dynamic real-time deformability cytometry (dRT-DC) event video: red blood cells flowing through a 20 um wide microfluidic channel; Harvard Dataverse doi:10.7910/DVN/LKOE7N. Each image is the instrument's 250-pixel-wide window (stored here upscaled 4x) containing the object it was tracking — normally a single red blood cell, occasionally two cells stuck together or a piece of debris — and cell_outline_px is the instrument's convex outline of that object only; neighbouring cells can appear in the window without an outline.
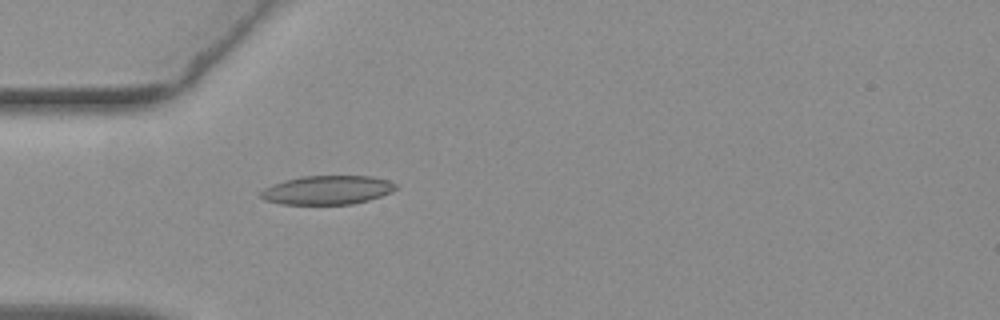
{"species": "common noctule bat (a hibernating species)", "species_latin": "Nyctalus noctula", "temperature_condition": "warm", "stored_images_in_passage": 55, "camera_frame_rate_fps": 3000, "um_per_image_px": 0.085, "animal": {"sex": "female", "body_mass_g": 19.3, "forearm_length_mm": 54.1}, "frame": {"image": 1, "passage_image": 17, "time_ms": 5.333, "image_size_px": [1000, 320], "cell_outline_px": [[396, 188], [392, 192], [368, 200], [352, 204], [280, 204], [264, 200], [260, 196], [260, 192], [264, 188], [272, 184], [284, 180], [300, 176], [372, 176], [388, 180], [396, 184]], "centroid_in_image_um": [27.8, 16.15], "position_along_channel_um": 57.2, "area_um2": 22.77}}
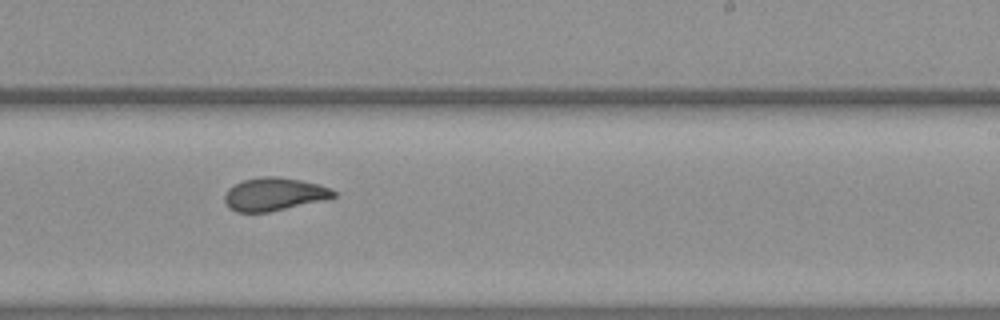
{"frame": {"image": 2, "passage_image": 34, "time_ms": 11.0, "image_size_px": [1000, 320], "cell_outline_px": [[336, 196], [324, 200], [268, 212], [236, 212], [228, 208], [224, 200], [224, 196], [228, 188], [244, 180], [260, 176], [276, 176], [300, 180], [332, 188], [336, 192]], "centroid_in_image_um": [23.28, 16.51], "position_along_channel_um": 265.7, "area_um2": 20.92}}
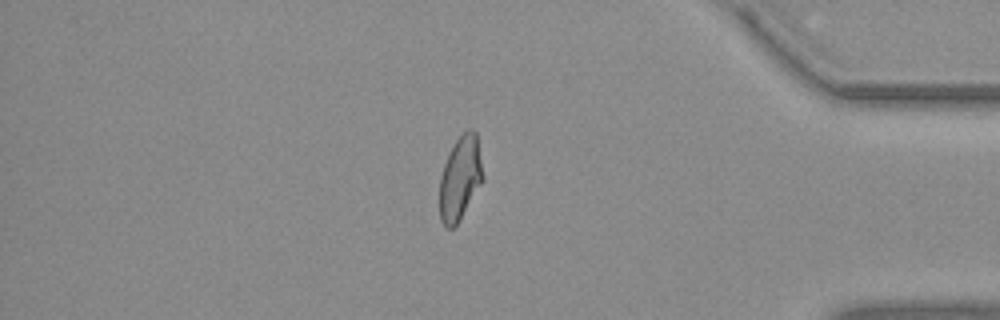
{"frame": {"image": 3, "passage_image": 47, "time_ms": 15.333, "image_size_px": [1000, 320], "cell_outline_px": [[484, 180], [456, 224], [452, 228], [444, 228], [440, 220], [440, 176], [444, 164], [456, 140], [468, 128], [472, 128], [476, 132], [484, 176]], "centroid_in_image_um": [39.12, 15.14], "position_along_channel_um": 396.1, "area_um2": 20.98}, "authors_computed_cell_mechanics": {"area_um2": 21.8484, "velocity_mm_per_s": 3.7546, "shape_relaxation_time_tau1_ms": 7.1467, "shape_relaxation_time_tau2_ms": 2.1355, "deformation_change_tau1": 0.1815, "deformation_change_tau2": 0.0894}}